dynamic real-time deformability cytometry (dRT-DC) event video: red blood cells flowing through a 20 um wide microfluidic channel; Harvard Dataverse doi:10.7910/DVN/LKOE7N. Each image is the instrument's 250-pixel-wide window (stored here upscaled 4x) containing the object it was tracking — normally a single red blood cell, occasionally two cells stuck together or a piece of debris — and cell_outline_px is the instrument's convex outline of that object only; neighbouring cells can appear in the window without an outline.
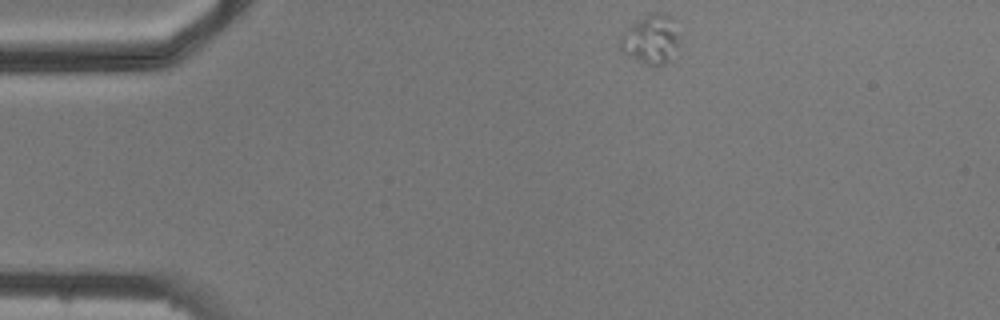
{"species": "common noctule bat (a hibernating species)", "species_latin": "Nyctalus noctula", "temperature_condition": "cold", "stored_images_in_passage": 3, "camera_frame_rate_fps": 3000, "um_per_image_px": 0.085, "animal": {"sex": "male", "body_mass_g": 20.5, "forearm_length_mm": 52.5}, "frame": {"image": 1, "passage_image": 1, "time_ms": 0.0, "image_size_px": [1000, 320], "cell_outline_px": [[680, 48], [672, 60], [656, 68], [628, 56], [620, 48], [620, 36], [632, 24], [652, 12], [664, 12], [668, 16], [680, 36]], "centroid_in_image_um": [55.38, 3.4], "position_along_channel_um": 29.6, "area_um2": 17.17}}